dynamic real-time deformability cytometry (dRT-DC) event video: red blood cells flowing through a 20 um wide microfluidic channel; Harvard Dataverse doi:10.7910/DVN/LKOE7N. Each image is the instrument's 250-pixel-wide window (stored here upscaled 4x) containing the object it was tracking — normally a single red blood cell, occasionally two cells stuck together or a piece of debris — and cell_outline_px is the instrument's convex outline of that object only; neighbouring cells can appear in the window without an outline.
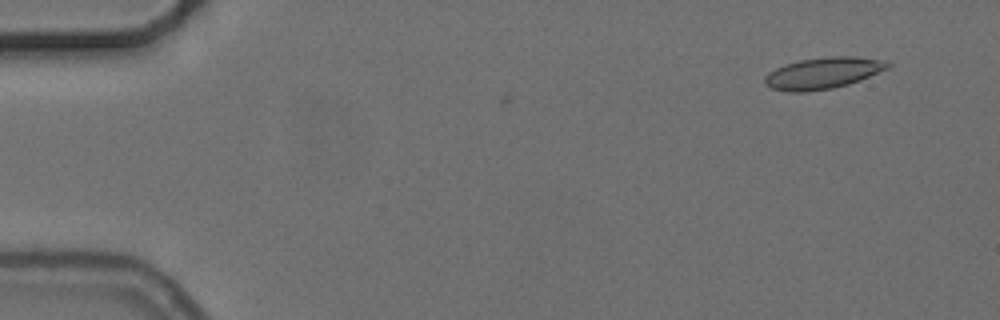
{"species": "common noctule bat (a hibernating species)", "species_latin": "Nyctalus noctula", "temperature_condition": "cold", "stored_images_in_passage": 8, "camera_frame_rate_fps": 3000, "um_per_image_px": 0.085, "animal": {"sex": "female", "body_mass_g": 24.6, "forearm_length_mm": 56.2}, "frame": {"image": 1, "passage_image": 8, "time_ms": 2.333, "image_size_px": [1000, 320], "cell_outline_px": [[892, 64], [888, 68], [860, 80], [848, 84], [832, 88], [804, 92], [788, 92], [772, 88], [764, 84], [764, 76], [768, 72], [784, 64], [800, 60], [828, 56], [852, 56], [888, 60]], "centroid_in_image_um": [69.95, 6.2], "position_along_channel_um": 15.0, "area_um2": 22.66}}